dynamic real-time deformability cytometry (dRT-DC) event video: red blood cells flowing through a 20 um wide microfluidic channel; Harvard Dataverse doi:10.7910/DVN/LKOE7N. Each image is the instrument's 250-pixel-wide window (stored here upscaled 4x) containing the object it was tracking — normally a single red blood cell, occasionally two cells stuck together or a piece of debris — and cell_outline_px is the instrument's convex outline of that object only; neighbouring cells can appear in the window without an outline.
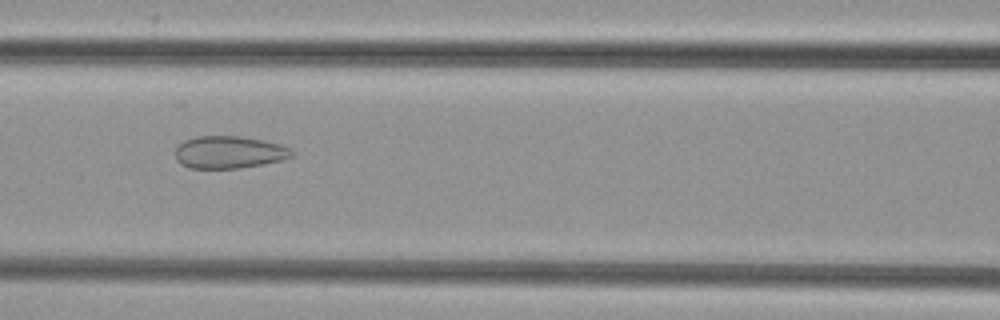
{"species": "common noctule bat (a hibernating species)", "species_latin": "Nyctalus noctula", "temperature_condition": "cold", "stored_images_in_passage": 43, "camera_frame_rate_fps": 3000, "um_per_image_px": 0.085, "animal": {"sex": "female", "body_mass_g": 29.2, "forearm_length_mm": 56.3}, "frame": {"image": 1, "passage_image": 14, "time_ms": 4.333, "image_size_px": [1000, 320], "cell_outline_px": [[292, 156], [284, 160], [240, 168], [188, 168], [180, 164], [176, 160], [176, 148], [184, 140], [196, 136], [240, 136], [264, 140], [280, 144], [292, 148]], "centroid_in_image_um": [19.48, 12.94], "position_along_channel_um": 147.1, "area_um2": 22.14}}
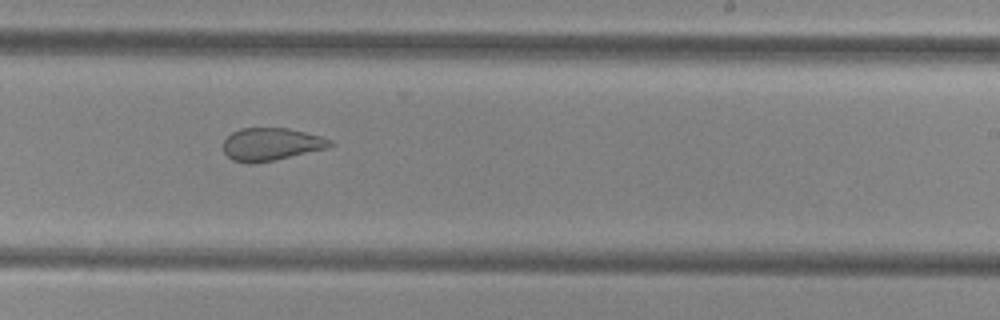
{"frame": {"image": 2, "passage_image": 23, "time_ms": 7.333, "image_size_px": [1000, 320], "cell_outline_px": [[336, 144], [328, 148], [276, 160], [252, 164], [248, 164], [232, 160], [224, 152], [224, 140], [232, 132], [240, 128], [288, 128], [320, 136], [332, 140]], "centroid_in_image_um": [23.06, 12.27], "position_along_channel_um": 265.9, "area_um2": 20.52}}
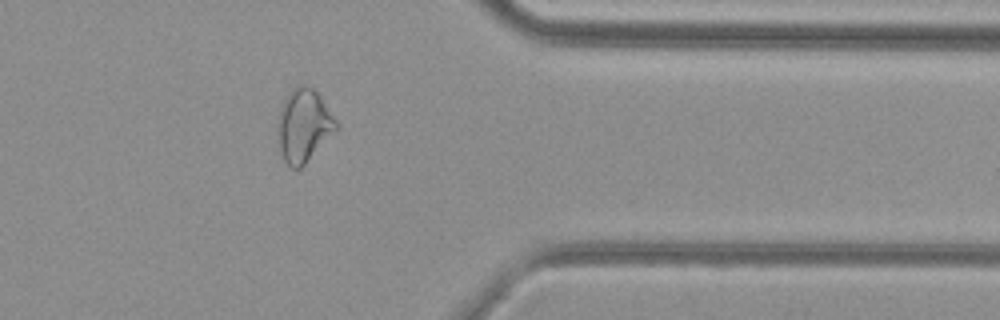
{"frame": {"image": 3, "passage_image": 33, "time_ms": 10.667, "image_size_px": [1000, 320], "cell_outline_px": [[336, 132], [300, 168], [292, 168], [284, 160], [280, 148], [276, 128], [276, 124], [280, 108], [288, 92], [296, 84], [308, 84], [320, 96], [336, 120]], "centroid_in_image_um": [25.79, 10.63], "position_along_channel_um": 385.6, "area_um2": 24.85}}